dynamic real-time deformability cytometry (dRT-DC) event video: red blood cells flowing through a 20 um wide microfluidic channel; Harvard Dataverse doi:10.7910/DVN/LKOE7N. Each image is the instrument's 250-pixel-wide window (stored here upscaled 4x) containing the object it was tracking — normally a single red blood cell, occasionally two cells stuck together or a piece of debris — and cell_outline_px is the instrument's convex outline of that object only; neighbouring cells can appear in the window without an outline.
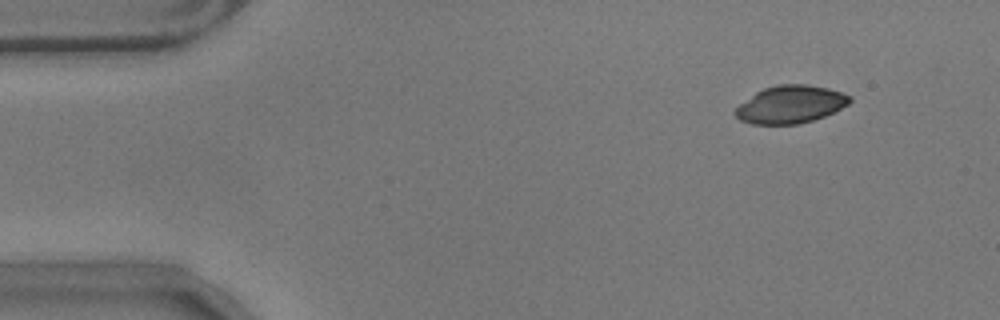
{"species": "common noctule bat (a hibernating species)", "species_latin": "Nyctalus noctula", "temperature_condition": "warm", "stored_images_in_passage": 51, "camera_frame_rate_fps": 3000, "um_per_image_px": 0.085, "animal": {"sex": "male", "body_mass_g": 17.9}, "frame": {"image": 1, "passage_image": 1, "time_ms": 0.0, "image_size_px": [1000, 320], "cell_outline_px": [[852, 100], [848, 104], [824, 116], [800, 124], [752, 124], [740, 120], [732, 112], [740, 104], [756, 92], [764, 88], [776, 84], [808, 84], [828, 88], [852, 96]], "centroid_in_image_um": [67.18, 8.87], "position_along_channel_um": 17.8, "area_um2": 25.09}}
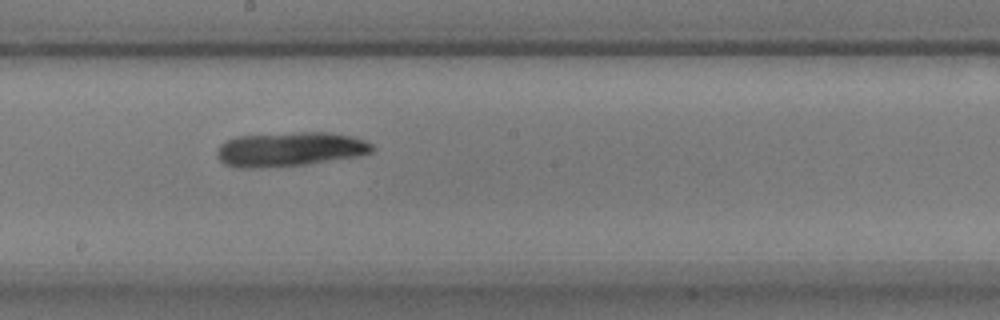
{"frame": {"image": 2, "passage_image": 26, "time_ms": 8.333, "image_size_px": [1000, 320], "cell_outline_px": [[376, 148], [372, 152], [356, 156], [304, 164], [260, 168], [236, 168], [224, 164], [216, 156], [216, 152], [220, 144], [224, 140], [236, 136], [296, 132], [328, 132], [356, 136], [372, 144]], "centroid_in_image_um": [24.61, 12.67], "position_along_channel_um": 223.6, "area_um2": 31.33}}
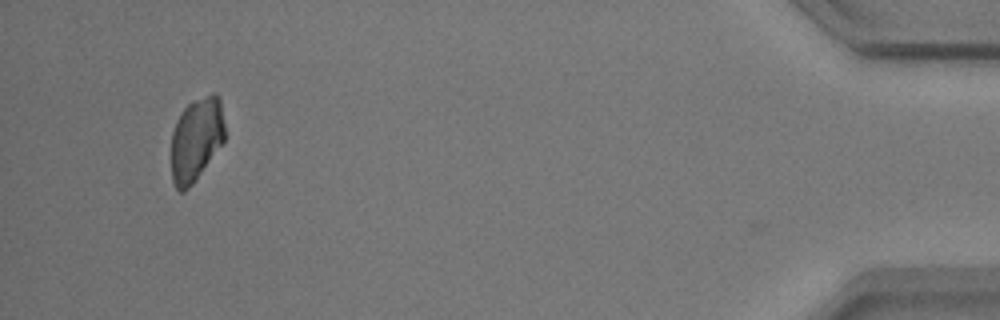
{"frame": {"image": 3, "passage_image": 49, "time_ms": 16.0, "image_size_px": [1000, 320], "cell_outline_px": [[224, 144], [196, 180], [184, 192], [180, 192], [176, 188], [172, 180], [172, 132], [176, 120], [180, 112], [192, 100], [212, 92], [216, 92], [220, 100], [224, 124]], "centroid_in_image_um": [16.69, 11.84], "position_along_channel_um": 418.5, "area_um2": 26.53}, "authors_computed_cell_mechanics": {"area_um2": 29.2468, "velocity_mm_per_s": 3.526, "shape_relaxation_time_tau1_ms": 5.6215, "shape_relaxation_time_tau2_ms": null, "deformation_change_tau1": 0.0854, "deformation_change_tau2": null}}